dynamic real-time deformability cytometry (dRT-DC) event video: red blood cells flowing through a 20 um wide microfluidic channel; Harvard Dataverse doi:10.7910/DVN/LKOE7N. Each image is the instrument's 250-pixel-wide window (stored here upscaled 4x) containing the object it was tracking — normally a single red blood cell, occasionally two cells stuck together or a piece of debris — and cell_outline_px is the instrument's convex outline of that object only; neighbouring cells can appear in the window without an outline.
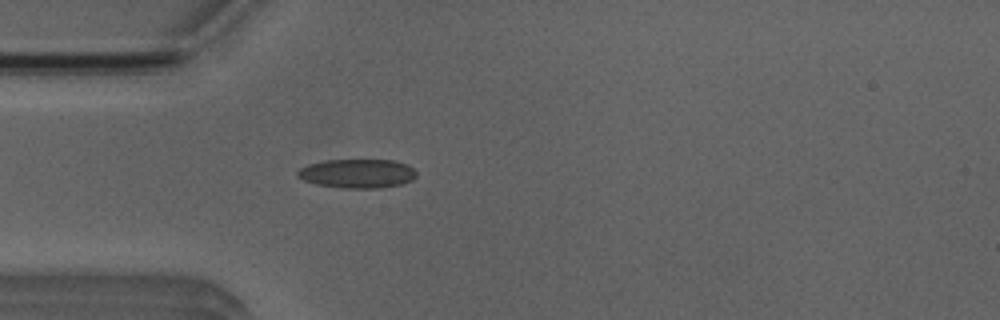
{"species": "Egyptian fruit bat (a non-hibernating species)", "species_latin": "Rousettus aegyptiacus", "temperature_condition": "room temperature", "stored_images_in_passage": 39, "camera_frame_rate_fps": 3000, "um_per_image_px": 0.085, "animal": {"sex": "male"}, "frame": {"image": 1, "passage_image": 2, "time_ms": 0.333, "image_size_px": [1000, 320], "cell_outline_px": [[416, 176], [412, 180], [400, 184], [380, 188], [340, 188], [316, 184], [304, 180], [296, 176], [296, 172], [300, 168], [308, 164], [324, 160], [392, 160], [408, 164], [416, 172]], "centroid_in_image_um": [30.35, 14.75], "position_along_channel_um": 54.6, "area_um2": 20.17}}
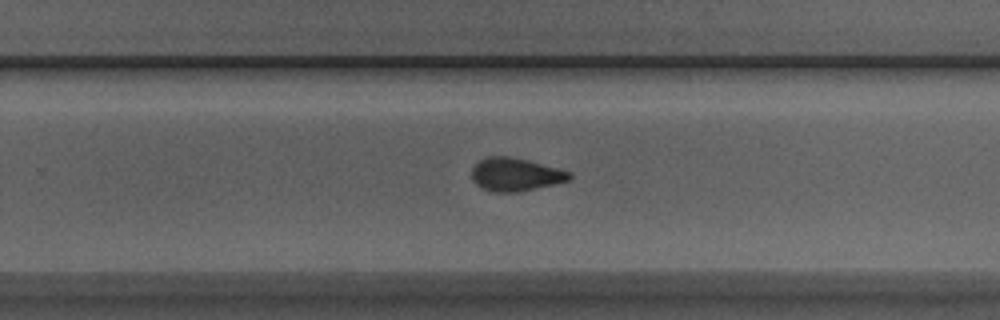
{"frame": {"image": 2, "passage_image": 20, "time_ms": 6.333, "image_size_px": [1000, 320], "cell_outline_px": [[572, 180], [520, 192], [492, 192], [480, 188], [472, 180], [472, 168], [480, 160], [488, 156], [508, 156], [528, 160], [572, 172]], "centroid_in_image_um": [43.83, 14.84], "position_along_channel_um": 286.0, "area_um2": 19.07}}
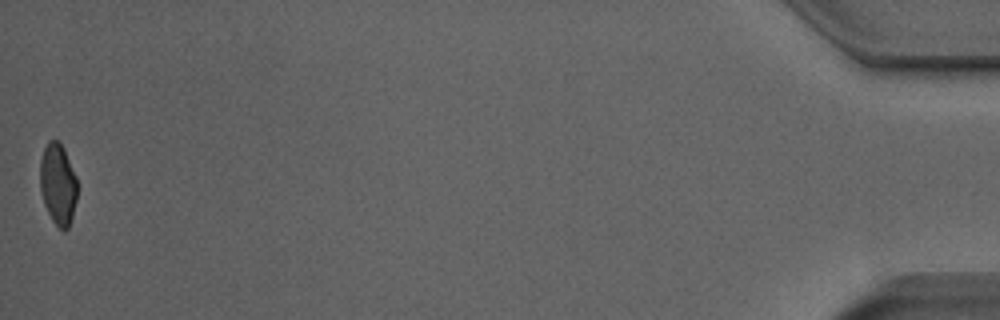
{"frame": {"image": 3, "passage_image": 39, "time_ms": 12.667, "image_size_px": [1000, 320], "cell_outline_px": [[76, 200], [72, 216], [68, 228], [64, 232], [52, 220], [44, 204], [40, 188], [40, 160], [44, 148], [48, 140], [56, 140], [64, 148], [76, 176]], "centroid_in_image_um": [4.91, 15.64], "position_along_channel_um": 430.3, "area_um2": 17.51}, "authors_computed_cell_mechanics": {"area_um2": 19.074, "velocity_mm_per_s": 3.933, "shape_relaxation_time_tau1_ms": 6.0321, "shape_relaxation_time_tau2_ms": 2.8004, "deformation_change_tau1": 0.1596, "deformation_change_tau2": 0.075}}